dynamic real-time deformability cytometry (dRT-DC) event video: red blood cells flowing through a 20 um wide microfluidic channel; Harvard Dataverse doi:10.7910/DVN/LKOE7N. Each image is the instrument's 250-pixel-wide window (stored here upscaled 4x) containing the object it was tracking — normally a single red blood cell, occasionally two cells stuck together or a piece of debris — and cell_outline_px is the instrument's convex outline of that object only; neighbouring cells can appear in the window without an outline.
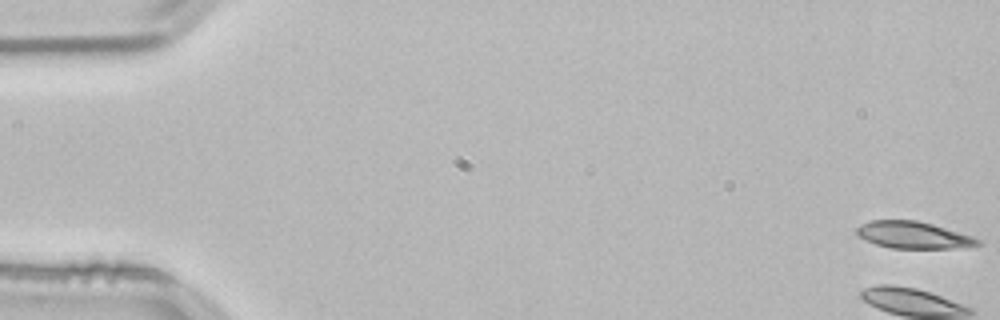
{"species": "common noctule bat (a hibernating species)", "species_latin": "Nyctalus noctula", "temperature_condition": "room temperature", "stored_images_in_passage": 53, "camera_frame_rate_fps": 3000, "um_per_image_px": 0.085, "animal": {"sex": "male", "body_mass_g": 21.5, "forearm_length_mm": 52.0}, "frame": {"image": 1, "passage_image": 1, "time_ms": 0.0, "image_size_px": [1000, 320], "cell_outline_px": [[984, 244], [952, 248], [892, 248], [876, 244], [864, 240], [856, 236], [856, 228], [860, 224], [872, 220], [916, 220], [932, 224], [972, 236], [984, 240]], "centroid_in_image_um": [77.62, 19.98], "position_along_channel_um": 7.4, "area_um2": 19.07}}